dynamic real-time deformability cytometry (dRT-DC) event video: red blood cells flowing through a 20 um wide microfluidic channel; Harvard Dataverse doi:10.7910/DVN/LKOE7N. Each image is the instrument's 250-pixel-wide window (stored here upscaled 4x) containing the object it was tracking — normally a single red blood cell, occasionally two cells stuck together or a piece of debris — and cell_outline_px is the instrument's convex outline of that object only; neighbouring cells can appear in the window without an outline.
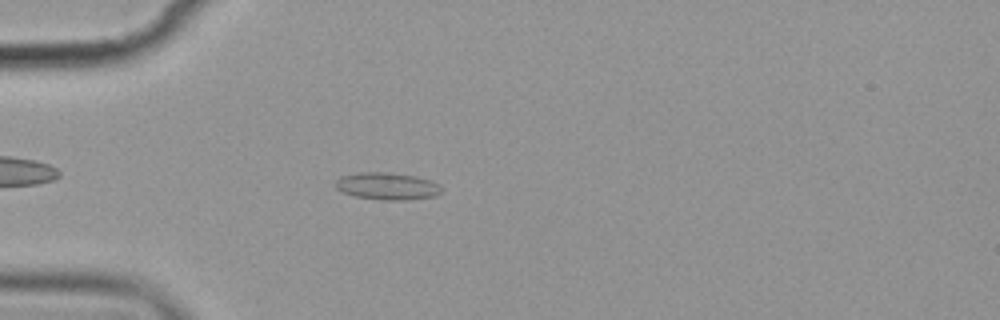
{"species": "common noctule bat (a hibernating species)", "species_latin": "Nyctalus noctula", "temperature_condition": "cold", "stored_images_in_passage": 5, "camera_frame_rate_fps": 3000, "um_per_image_px": 0.085, "animal": {"sex": "female", "body_mass_g": 19.9}, "frame": {"image": 1, "passage_image": 4, "time_ms": 3.667, "image_size_px": [1000, 320], "cell_outline_px": [[440, 192], [436, 196], [408, 200], [380, 200], [356, 196], [344, 192], [336, 188], [336, 180], [340, 176], [360, 172], [388, 172], [416, 176], [440, 184]], "centroid_in_image_um": [32.91, 15.82], "position_along_channel_um": 52.1, "area_um2": 16.76}}